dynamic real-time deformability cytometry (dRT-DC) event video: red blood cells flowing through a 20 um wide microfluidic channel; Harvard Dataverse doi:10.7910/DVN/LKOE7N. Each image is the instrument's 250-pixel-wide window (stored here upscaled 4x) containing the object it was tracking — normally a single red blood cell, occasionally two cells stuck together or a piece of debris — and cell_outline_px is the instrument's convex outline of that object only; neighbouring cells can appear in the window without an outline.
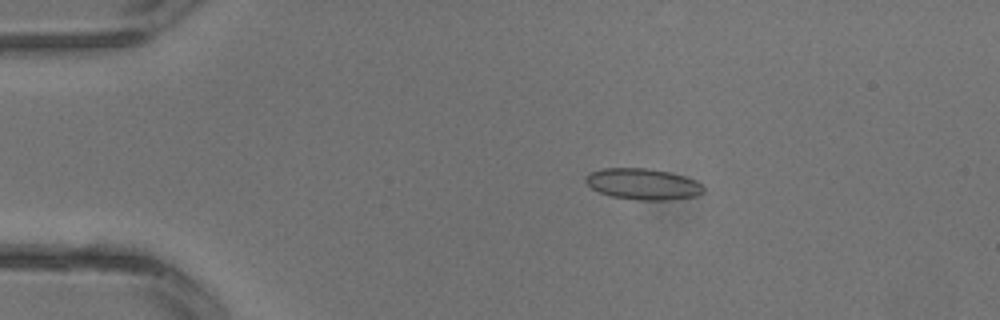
{"species": "common noctule bat (a hibernating species)", "species_latin": "Nyctalus noctula", "temperature_condition": "warm", "stored_images_in_passage": 2, "camera_frame_rate_fps": 3000, "um_per_image_px": 0.085, "animal": {"sex": "male", "body_mass_g": 13.3}, "frame": {"image": 1, "passage_image": 1, "time_ms": 0.0, "image_size_px": [1000, 320], "cell_outline_px": [[704, 192], [696, 196], [668, 200], [636, 200], [612, 196], [600, 192], [592, 188], [584, 180], [584, 176], [592, 172], [604, 168], [648, 168], [668, 172], [684, 176], [696, 180], [704, 188]], "centroid_in_image_um": [54.66, 15.64], "position_along_channel_um": 30.3, "area_um2": 21.33}}
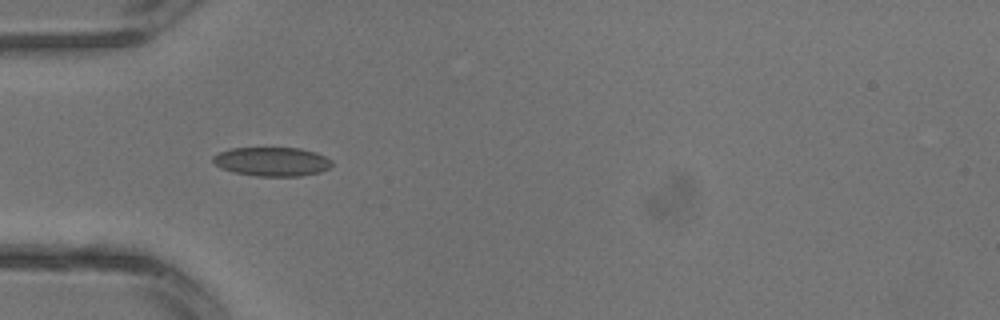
{"frame": {"image": 2, "passage_image": 2, "time_ms": 0.333, "image_size_px": [1000, 320], "cell_outline_px": [[332, 164], [328, 168], [320, 172], [300, 176], [256, 176], [232, 172], [220, 168], [212, 160], [212, 156], [220, 152], [232, 148], [300, 148], [316, 152], [332, 160]], "centroid_in_image_um": [23.11, 13.74], "position_along_channel_um": 61.9, "area_um2": 20.11}}